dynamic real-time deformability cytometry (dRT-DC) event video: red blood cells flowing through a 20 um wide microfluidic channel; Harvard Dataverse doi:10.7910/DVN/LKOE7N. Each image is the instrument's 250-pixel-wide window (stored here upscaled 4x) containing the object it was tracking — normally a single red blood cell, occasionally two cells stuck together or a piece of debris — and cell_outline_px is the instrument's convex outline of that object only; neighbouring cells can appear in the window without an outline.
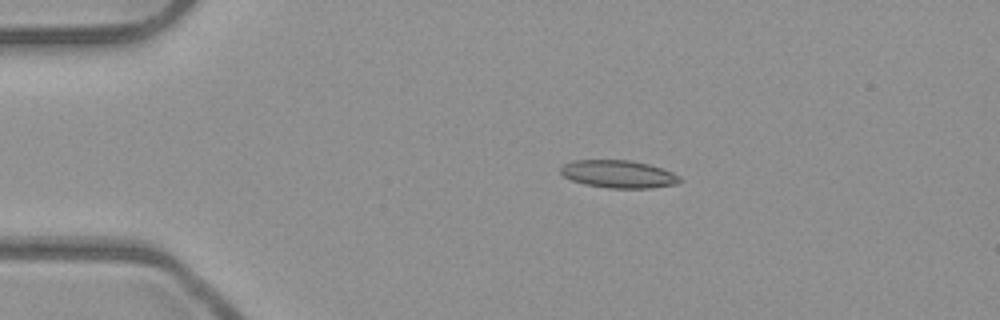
{"species": "common noctule bat (a hibernating species)", "species_latin": "Nyctalus noctula", "temperature_condition": "room temperature", "stored_images_in_passage": 7, "camera_frame_rate_fps": 3000, "um_per_image_px": 0.085, "animal": {"sex": "male", "body_mass_g": 23.1, "forearm_length_mm": 52.7}, "frame": {"image": 1, "passage_image": 3, "time_ms": 0.667, "image_size_px": [1000, 320], "cell_outline_px": [[680, 184], [652, 188], [608, 188], [584, 184], [572, 180], [564, 176], [560, 172], [560, 168], [564, 164], [572, 160], [628, 160], [648, 164], [672, 172], [680, 176]], "centroid_in_image_um": [52.57, 14.8], "position_along_channel_um": 32.4, "area_um2": 19.25}}
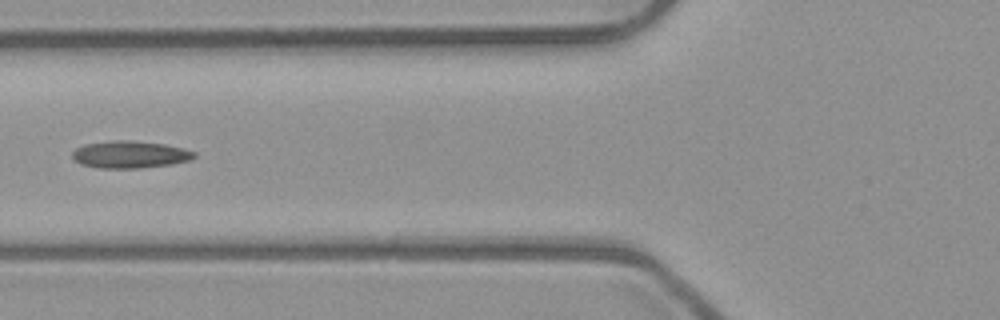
{"frame": {"image": 2, "passage_image": 6, "time_ms": 1.667, "image_size_px": [1000, 320], "cell_outline_px": [[196, 156], [188, 160], [172, 164], [140, 168], [100, 168], [80, 164], [72, 156], [72, 152], [76, 148], [84, 144], [112, 140], [132, 140], [164, 144], [184, 148], [196, 152]], "centroid_in_image_um": [11.04, 13.12], "position_along_channel_um": 114.8, "area_um2": 19.36}}
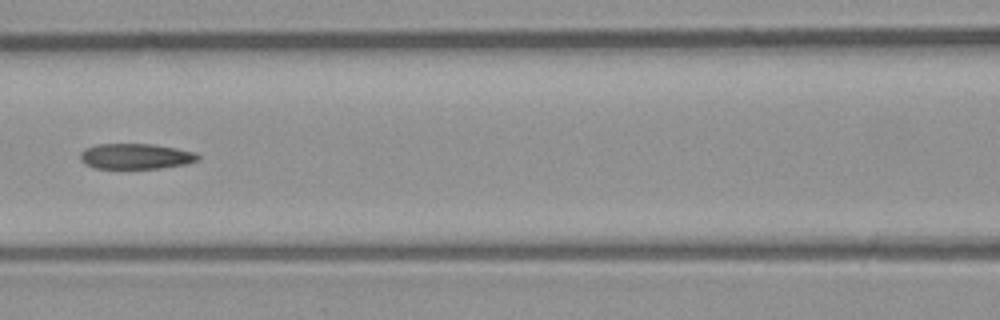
{"frame": {"image": 3, "passage_image": 7, "time_ms": 2.0, "image_size_px": [1000, 320], "cell_outline_px": [[200, 160], [188, 164], [160, 168], [96, 168], [84, 164], [80, 160], [80, 152], [84, 148], [96, 144], [152, 144], [176, 148], [196, 152], [200, 156]], "centroid_in_image_um": [11.55, 13.28], "position_along_channel_um": 155.1, "area_um2": 17.69}}